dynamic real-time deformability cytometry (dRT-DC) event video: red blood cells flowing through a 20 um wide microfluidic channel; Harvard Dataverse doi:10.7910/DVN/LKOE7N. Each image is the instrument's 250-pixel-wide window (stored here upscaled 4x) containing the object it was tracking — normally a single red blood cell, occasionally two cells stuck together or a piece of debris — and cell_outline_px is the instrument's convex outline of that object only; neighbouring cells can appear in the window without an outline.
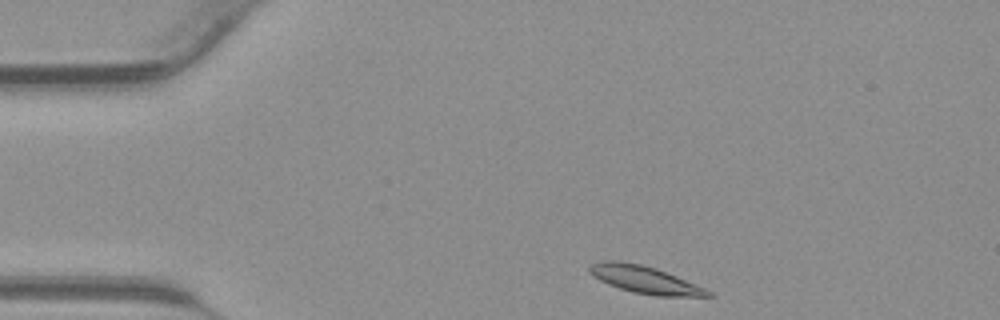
{"species": "common noctule bat (a hibernating species)", "species_latin": "Nyctalus noctula", "temperature_condition": "warm", "stored_images_in_passage": 30, "camera_frame_rate_fps": 3000, "um_per_image_px": 0.085, "animal": {"sex": "male", "body_mass_g": 23.1, "forearm_length_mm": 52.7}, "frame": {"image": 1, "passage_image": 1, "time_ms": 0.0, "image_size_px": [1000, 320], "cell_outline_px": [[712, 296], [656, 296], [632, 292], [608, 284], [600, 280], [588, 272], [588, 268], [592, 264], [604, 260], [620, 260], [640, 264], [656, 268], [676, 276], [704, 288], [712, 292]], "centroid_in_image_um": [54.77, 23.76], "position_along_channel_um": 30.2, "area_um2": 18.73}}
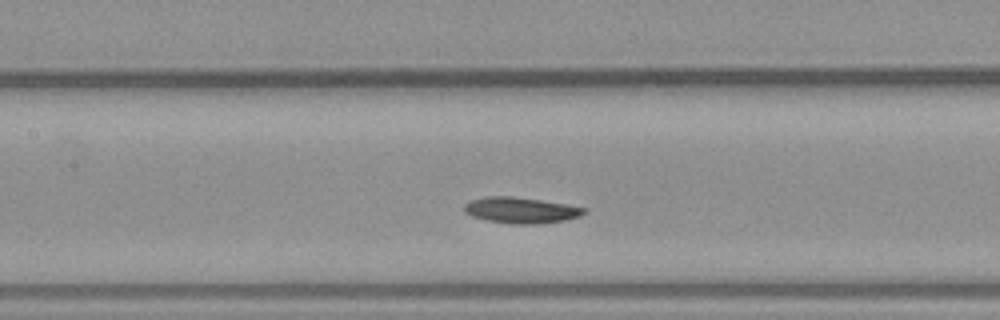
{"frame": {"image": 2, "passage_image": 13, "time_ms": 4.0, "image_size_px": [1000, 320], "cell_outline_px": [[588, 212], [580, 216], [564, 220], [544, 224], [508, 224], [488, 220], [472, 216], [464, 212], [464, 204], [468, 200], [484, 196], [512, 196], [540, 200], [588, 208]], "centroid_in_image_um": [44.27, 17.87], "position_along_channel_um": 163.1, "area_um2": 18.38}}
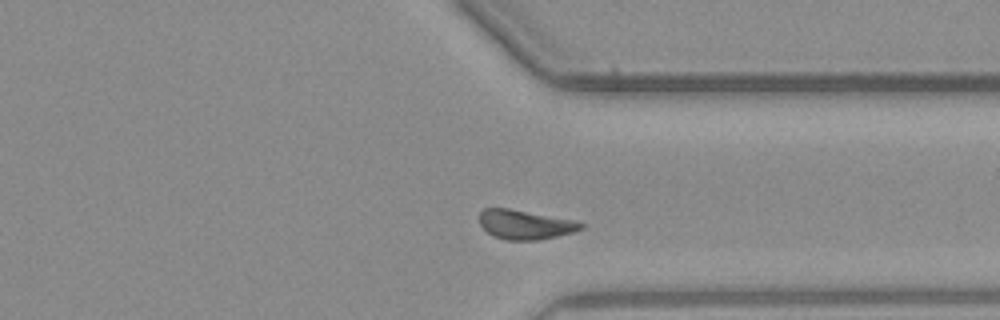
{"frame": {"image": 3, "passage_image": 26, "time_ms": 8.333, "image_size_px": [1000, 320], "cell_outline_px": [[584, 228], [572, 232], [556, 236], [536, 240], [508, 240], [492, 236], [480, 224], [480, 212], [484, 208], [508, 208], [576, 220], [584, 224]], "centroid_in_image_um": [44.64, 19.08], "position_along_channel_um": 366.8, "area_um2": 17.28}}